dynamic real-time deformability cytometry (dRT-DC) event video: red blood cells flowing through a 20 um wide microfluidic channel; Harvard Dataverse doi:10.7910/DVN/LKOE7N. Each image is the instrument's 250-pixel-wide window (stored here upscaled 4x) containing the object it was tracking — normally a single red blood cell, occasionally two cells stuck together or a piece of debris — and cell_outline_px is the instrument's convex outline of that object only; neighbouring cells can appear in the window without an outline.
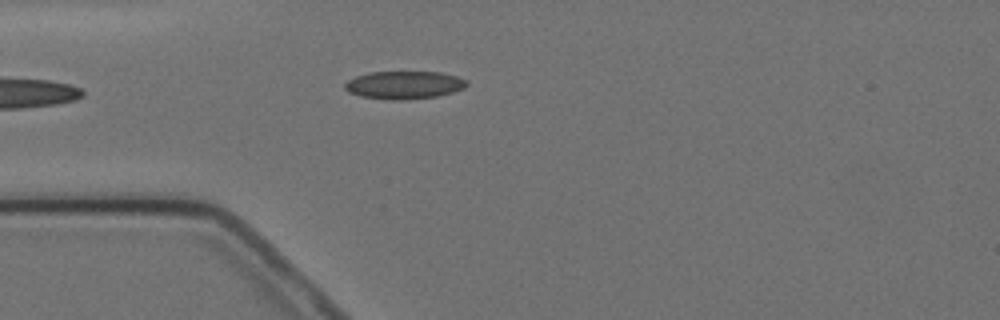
{"species": "Egyptian fruit bat (a non-hibernating species)", "species_latin": "Rousettus aegyptiacus", "temperature_condition": "cold", "stored_images_in_passage": 3, "camera_frame_rate_fps": 3000, "um_per_image_px": 0.085, "animal": {"sex": "female"}, "frame": {"image": 1, "passage_image": 2, "time_ms": 1.333, "image_size_px": [1000, 320], "cell_outline_px": [[468, 84], [464, 88], [452, 92], [436, 96], [404, 100], [392, 100], [360, 96], [348, 92], [344, 88], [344, 84], [348, 80], [356, 76], [368, 72], [440, 72], [456, 76], [464, 80]], "centroid_in_image_um": [34.31, 7.22], "position_along_channel_um": 50.7, "area_um2": 19.71}}